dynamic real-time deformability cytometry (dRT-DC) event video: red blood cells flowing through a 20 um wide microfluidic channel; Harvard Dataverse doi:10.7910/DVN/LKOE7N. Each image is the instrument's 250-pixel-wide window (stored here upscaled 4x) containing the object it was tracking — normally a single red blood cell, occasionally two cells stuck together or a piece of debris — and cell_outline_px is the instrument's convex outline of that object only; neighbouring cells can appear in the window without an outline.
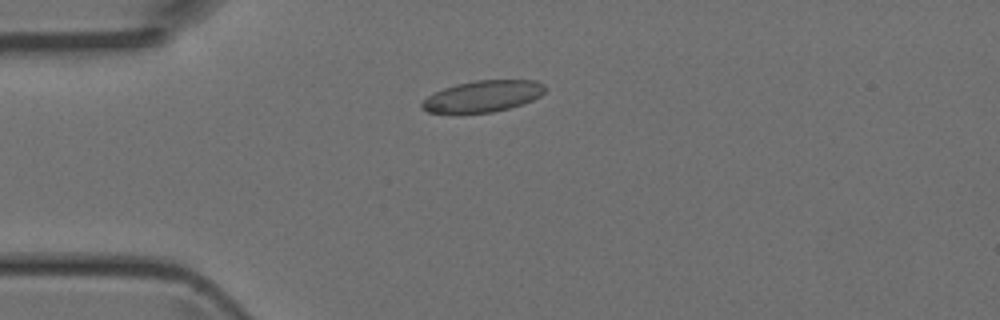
{"species": "Egyptian fruit bat (a non-hibernating species)", "species_latin": "Rousettus aegyptiacus", "temperature_condition": "room temperature", "stored_images_in_passage": 1, "camera_frame_rate_fps": 3000, "um_per_image_px": 0.085, "animal": {"sex": "female"}, "frame": {"image": 1, "passage_image": 1, "time_ms": 0.0, "image_size_px": [1000, 320], "cell_outline_px": [[544, 92], [540, 96], [532, 100], [508, 108], [492, 112], [428, 112], [420, 108], [420, 104], [428, 96], [444, 88], [456, 84], [476, 80], [536, 80], [544, 84]], "centroid_in_image_um": [41.05, 8.16], "position_along_channel_um": 44.0, "area_um2": 22.14}}